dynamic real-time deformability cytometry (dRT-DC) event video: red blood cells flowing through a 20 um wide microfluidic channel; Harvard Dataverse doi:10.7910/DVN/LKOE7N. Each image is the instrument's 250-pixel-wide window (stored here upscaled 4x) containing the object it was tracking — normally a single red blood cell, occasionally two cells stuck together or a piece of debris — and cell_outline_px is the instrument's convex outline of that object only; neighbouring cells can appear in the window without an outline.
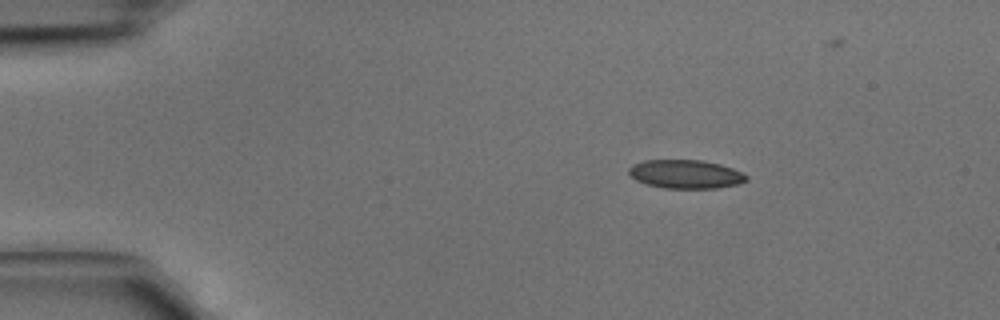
{"species": "common noctule bat (a hibernating species)", "species_latin": "Nyctalus noctula", "temperature_condition": "cold", "stored_images_in_passage": 3, "camera_frame_rate_fps": 3000, "um_per_image_px": 0.085, "animal": {"sex": "male", "body_mass_g": 15.6}, "frame": {"image": 1, "passage_image": 1, "time_ms": 0.0, "image_size_px": [1000, 320], "cell_outline_px": [[748, 180], [736, 184], [716, 188], [664, 188], [644, 184], [636, 180], [628, 172], [628, 168], [632, 164], [644, 160], [704, 160], [720, 164], [732, 168], [748, 176]], "centroid_in_image_um": [58.25, 14.8], "position_along_channel_um": 26.8, "area_um2": 19.65}}
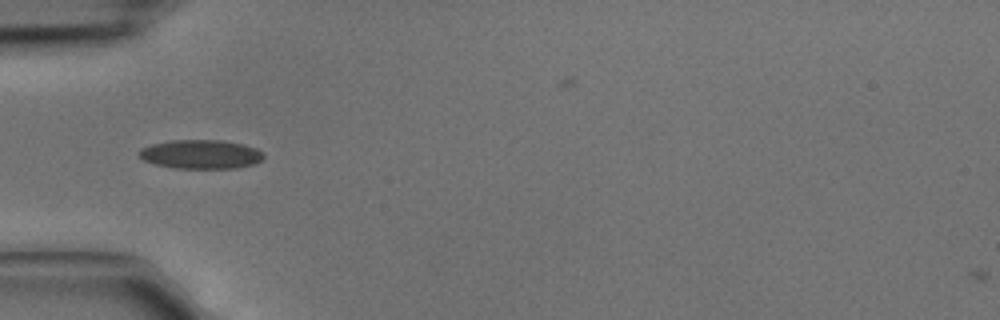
{"frame": {"image": 2, "passage_image": 3, "time_ms": 0.667, "image_size_px": [1000, 320], "cell_outline_px": [[264, 156], [260, 160], [252, 164], [236, 168], [176, 168], [156, 164], [144, 160], [140, 156], [140, 148], [152, 144], [172, 140], [220, 140], [244, 144], [256, 148], [264, 152]], "centroid_in_image_um": [17.09, 13.1], "position_along_channel_um": 67.9, "area_um2": 20.87}}